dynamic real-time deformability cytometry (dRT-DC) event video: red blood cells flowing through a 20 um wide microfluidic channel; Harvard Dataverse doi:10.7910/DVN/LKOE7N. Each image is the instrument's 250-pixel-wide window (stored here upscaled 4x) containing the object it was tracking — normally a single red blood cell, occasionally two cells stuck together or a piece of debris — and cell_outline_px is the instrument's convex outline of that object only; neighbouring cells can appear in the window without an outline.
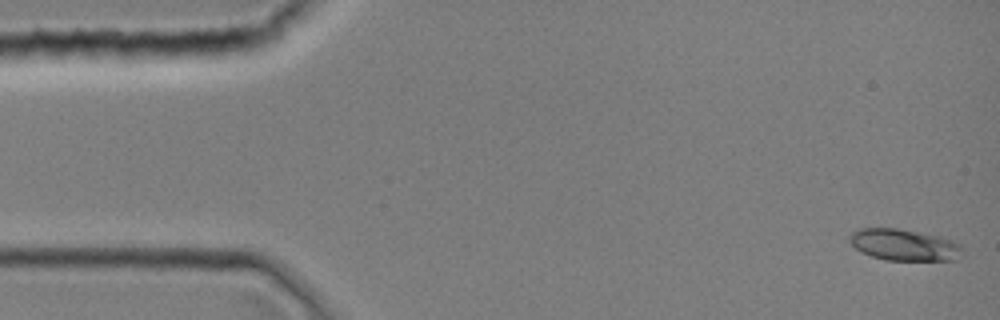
{"species": "common noctule bat (a hibernating species)", "species_latin": "Nyctalus noctula", "temperature_condition": "room temperature", "stored_images_in_passage": 10, "camera_frame_rate_fps": 3000, "um_per_image_px": 0.085, "animal": {"sex": "female", "body_mass_g": 19.0, "forearm_length_mm": 51.5}, "frame": {"image": 1, "passage_image": 1, "time_ms": 0.0, "image_size_px": [1000, 320], "cell_outline_px": [[964, 248], [960, 260], [884, 260], [860, 252], [848, 240], [848, 236], [856, 228], [896, 228], [920, 232], [940, 236], [952, 240], [960, 244]], "centroid_in_image_um": [76.87, 20.81], "position_along_channel_um": 8.1, "area_um2": 21.1}}
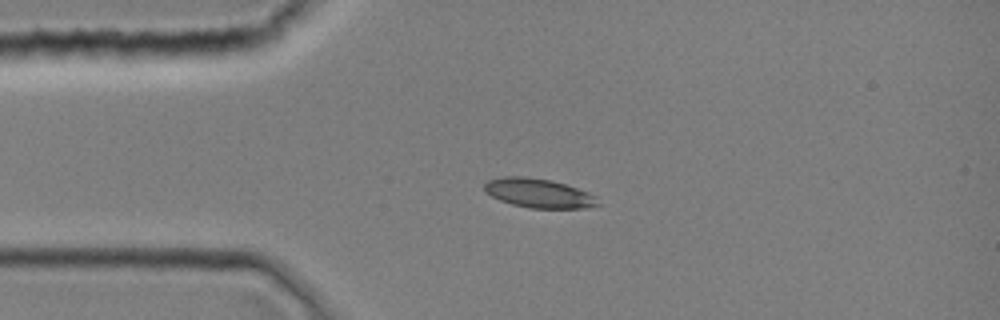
{"frame": {"image": 2, "passage_image": 9, "time_ms": 2.667, "image_size_px": [1000, 320], "cell_outline_px": [[600, 204], [588, 208], [528, 208], [512, 204], [500, 200], [484, 192], [484, 184], [488, 180], [504, 176], [524, 176], [548, 180], [564, 184], [588, 192], [596, 196]], "centroid_in_image_um": [45.77, 16.42], "position_along_channel_um": 39.2, "area_um2": 19.25}}